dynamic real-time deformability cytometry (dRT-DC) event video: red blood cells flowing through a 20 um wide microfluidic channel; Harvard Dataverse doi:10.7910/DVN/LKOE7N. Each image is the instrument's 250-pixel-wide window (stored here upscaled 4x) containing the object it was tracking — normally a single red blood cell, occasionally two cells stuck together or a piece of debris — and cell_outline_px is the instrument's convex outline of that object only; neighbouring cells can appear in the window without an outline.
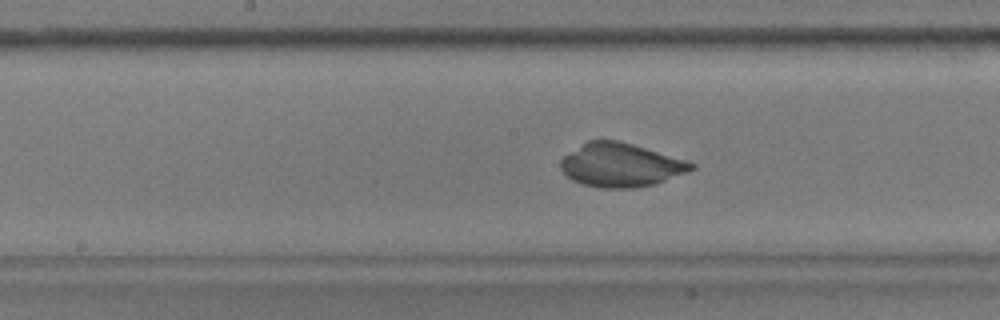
{"species": "common noctule bat (a hibernating species)", "species_latin": "Nyctalus noctula", "temperature_condition": "warm", "stored_images_in_passage": 55, "camera_frame_rate_fps": 3000, "um_per_image_px": 0.085, "animal": {"sex": "male", "body_mass_g": 17.9}, "frame": {"image": 1, "passage_image": 28, "time_ms": 9.0, "image_size_px": [1000, 320], "cell_outline_px": [[696, 168], [688, 172], [652, 184], [632, 188], [600, 188], [584, 184], [572, 180], [560, 168], [560, 160], [564, 156], [588, 140], [616, 140], [632, 144], [684, 160], [696, 164]], "centroid_in_image_um": [52.74, 14.03], "position_along_channel_um": 195.5, "area_um2": 32.71}}
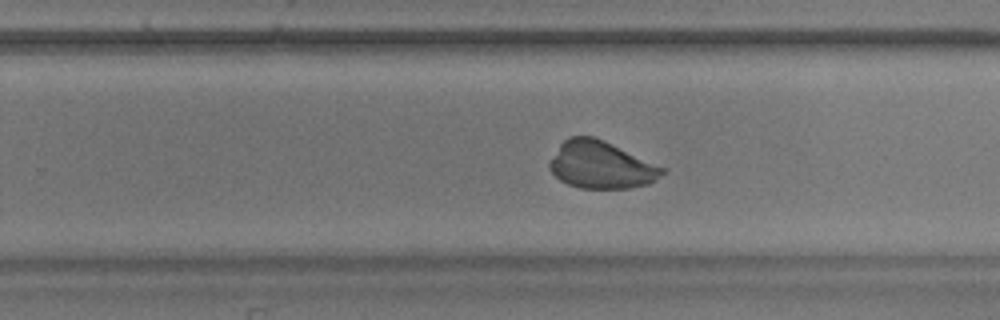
{"frame": {"image": 2, "passage_image": 35, "time_ms": 11.333, "image_size_px": [1000, 320], "cell_outline_px": [[668, 172], [648, 184], [628, 188], [580, 188], [568, 184], [560, 180], [548, 168], [548, 164], [552, 156], [560, 144], [568, 136], [592, 136], [604, 140], [664, 168]], "centroid_in_image_um": [51.07, 14.02], "position_along_channel_um": 278.7, "area_um2": 30.92}}
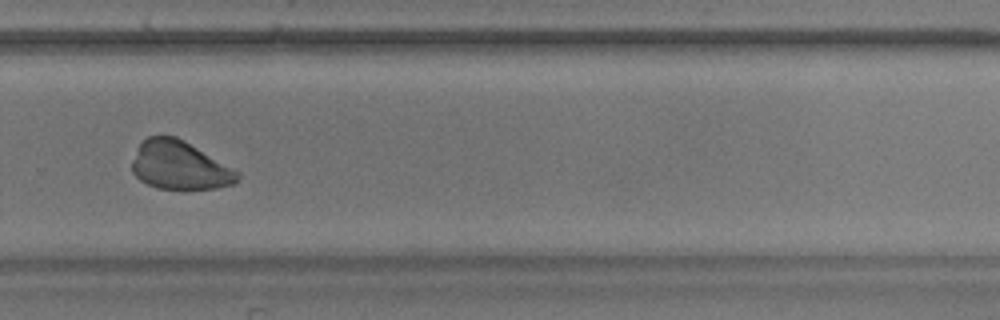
{"frame": {"image": 3, "passage_image": 38, "time_ms": 12.333, "image_size_px": [1000, 320], "cell_outline_px": [[240, 176], [236, 184], [216, 188], [156, 188], [140, 180], [132, 172], [132, 160], [140, 144], [148, 136], [176, 136], [184, 140], [240, 172]], "centroid_in_image_um": [15.28, 14.06], "position_along_channel_um": 314.5, "area_um2": 29.54}}